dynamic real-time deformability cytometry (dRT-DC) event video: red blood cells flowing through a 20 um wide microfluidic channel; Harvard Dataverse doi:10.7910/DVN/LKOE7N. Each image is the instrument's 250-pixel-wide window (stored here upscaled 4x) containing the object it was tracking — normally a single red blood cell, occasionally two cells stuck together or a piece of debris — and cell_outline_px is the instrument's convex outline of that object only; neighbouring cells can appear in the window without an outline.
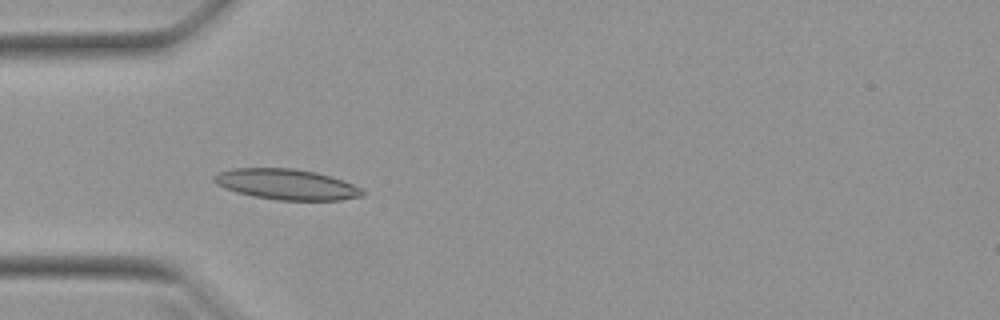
{"species": "Egyptian fruit bat (a non-hibernating species)", "species_latin": "Rousettus aegyptiacus", "temperature_condition": "warm", "stored_images_in_passage": 25, "camera_frame_rate_fps": 3000, "um_per_image_px": 0.085, "animal": {"sex": "female"}, "frame": {"image": 1, "passage_image": 4, "time_ms": 1.0, "image_size_px": [1000, 320], "cell_outline_px": [[364, 196], [340, 200], [276, 200], [252, 196], [236, 192], [216, 184], [212, 180], [212, 176], [220, 172], [232, 168], [292, 168], [316, 172], [332, 176], [344, 180], [360, 188], [364, 192]], "centroid_in_image_um": [24.35, 15.67], "position_along_channel_um": 60.7, "area_um2": 26.59}}
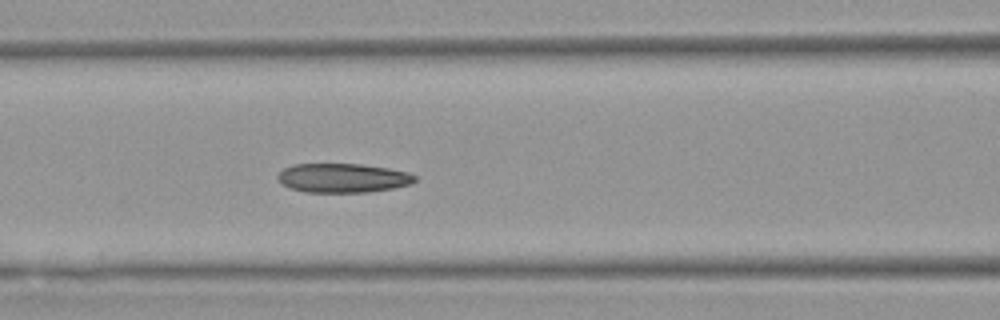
{"frame": {"image": 2, "passage_image": 10, "time_ms": 3.0, "image_size_px": [1000, 320], "cell_outline_px": [[416, 180], [408, 184], [392, 188], [368, 192], [304, 192], [288, 188], [276, 176], [284, 168], [292, 164], [360, 164], [388, 168], [408, 172], [416, 176]], "centroid_in_image_um": [29.11, 15.12], "position_along_channel_um": 137.5, "area_um2": 23.18}}
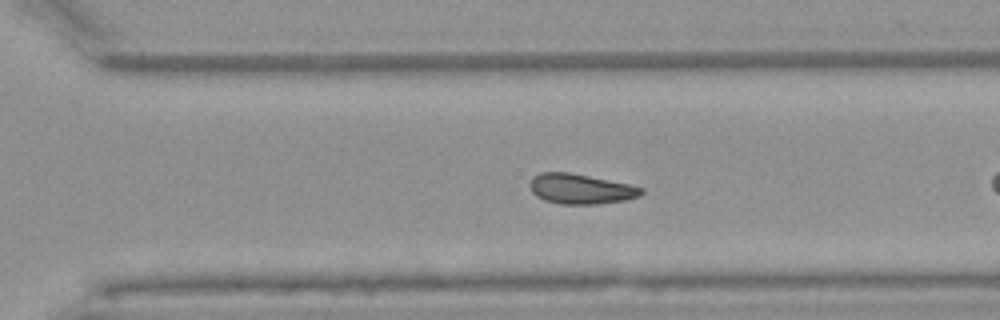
{"frame": {"image": 3, "passage_image": 21, "time_ms": 6.667, "image_size_px": [1000, 320], "cell_outline_px": [[644, 192], [640, 196], [624, 200], [596, 204], [560, 204], [544, 200], [536, 196], [532, 192], [528, 184], [532, 176], [540, 172], [568, 172], [632, 184], [644, 188]], "centroid_in_image_um": [49.35, 16.05], "position_along_channel_um": 321.3, "area_um2": 19.77}}